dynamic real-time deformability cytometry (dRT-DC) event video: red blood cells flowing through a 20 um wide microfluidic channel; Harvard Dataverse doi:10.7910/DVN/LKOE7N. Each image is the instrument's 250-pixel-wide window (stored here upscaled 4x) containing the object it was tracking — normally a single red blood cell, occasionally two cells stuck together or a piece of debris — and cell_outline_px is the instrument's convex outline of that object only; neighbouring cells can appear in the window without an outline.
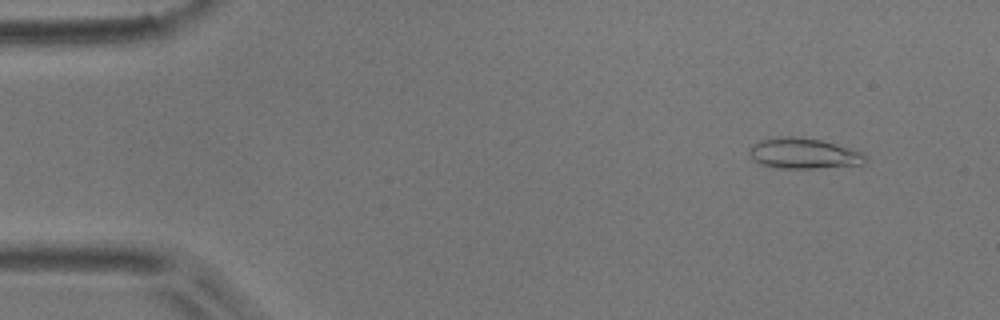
{"species": "common noctule bat (a hibernating species)", "species_latin": "Nyctalus noctula", "temperature_condition": "room temperature", "stored_images_in_passage": 52, "camera_frame_rate_fps": 3000, "um_per_image_px": 0.085, "animal": {"sex": "male", "body_mass_g": 17.9}, "frame": {"image": 1, "passage_image": 5, "time_ms": 1.333, "image_size_px": [1000, 320], "cell_outline_px": [[868, 160], [864, 164], [816, 168], [776, 168], [760, 164], [752, 160], [748, 152], [748, 148], [752, 144], [760, 140], [788, 136], [792, 136], [820, 140], [864, 152]], "centroid_in_image_um": [68.29, 13.05], "position_along_channel_um": 16.7, "area_um2": 20.75}}
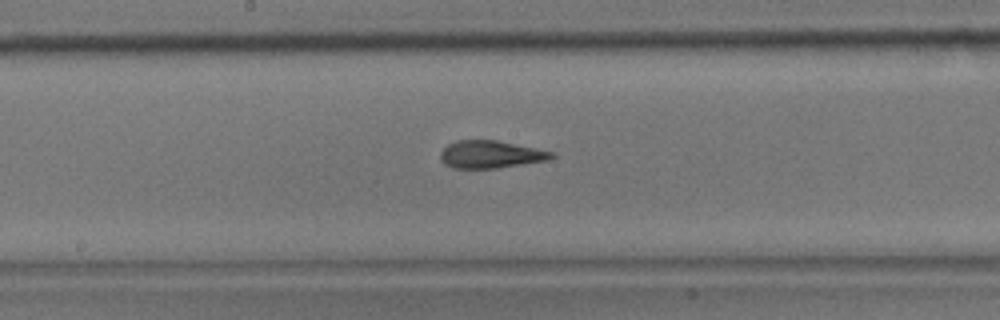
{"frame": {"image": 2, "passage_image": 27, "time_ms": 8.667, "image_size_px": [1000, 320], "cell_outline_px": [[556, 156], [548, 160], [496, 168], [452, 168], [444, 164], [440, 160], [440, 152], [448, 144], [456, 140], [496, 140], [556, 152]], "centroid_in_image_um": [41.7, 13.12], "position_along_channel_um": 206.5, "area_um2": 17.92}}
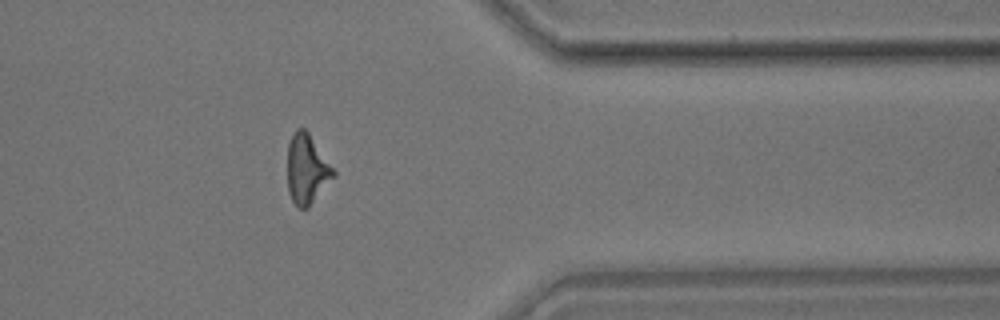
{"frame": {"image": 3, "passage_image": 42, "time_ms": 13.667, "image_size_px": [1000, 320], "cell_outline_px": [[336, 176], [308, 208], [300, 208], [292, 200], [288, 192], [288, 144], [296, 128], [304, 128], [308, 132], [336, 172]], "centroid_in_image_um": [26.09, 14.4], "position_along_channel_um": 385.3, "area_um2": 18.55}, "authors_computed_cell_mechanics": {"area_um2": 18.2648, "velocity_mm_per_s": 3.8629, "shape_relaxation_time_tau1_ms": 5.8386, "shape_relaxation_time_tau2_ms": 1.946, "deformation_change_tau1": 0.1883, "deformation_change_tau2": 0.115}}